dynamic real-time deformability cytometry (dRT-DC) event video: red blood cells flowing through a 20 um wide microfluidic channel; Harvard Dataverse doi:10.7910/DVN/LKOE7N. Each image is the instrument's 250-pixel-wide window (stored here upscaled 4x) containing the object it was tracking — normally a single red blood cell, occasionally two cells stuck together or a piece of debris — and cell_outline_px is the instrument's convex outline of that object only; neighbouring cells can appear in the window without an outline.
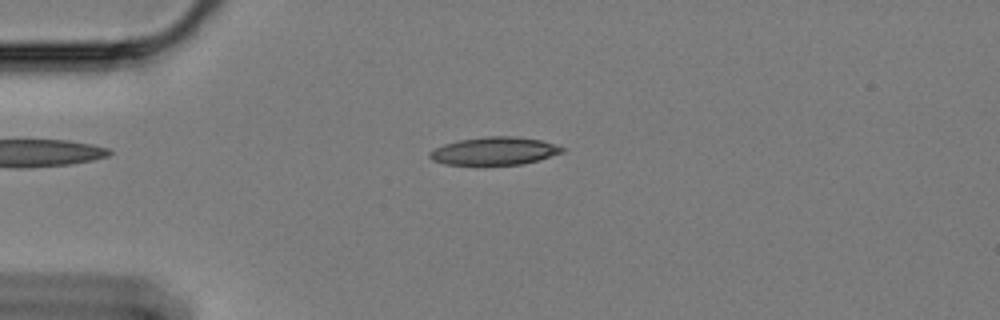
{"species": "Egyptian fruit bat (a non-hibernating species)", "species_latin": "Rousettus aegyptiacus", "temperature_condition": "cold", "stored_images_in_passage": 55, "camera_frame_rate_fps": 3000, "um_per_image_px": 0.085, "animal": {"sex": "female"}, "frame": {"image": 1, "passage_image": 10, "time_ms": 3.0, "image_size_px": [1000, 320], "cell_outline_px": [[564, 152], [536, 160], [520, 164], [444, 164], [432, 160], [428, 156], [428, 152], [444, 144], [460, 140], [484, 136], [512, 136], [540, 140], [556, 144], [564, 148]], "centroid_in_image_um": [42.0, 12.82], "position_along_channel_um": 43.0, "area_um2": 21.21}}
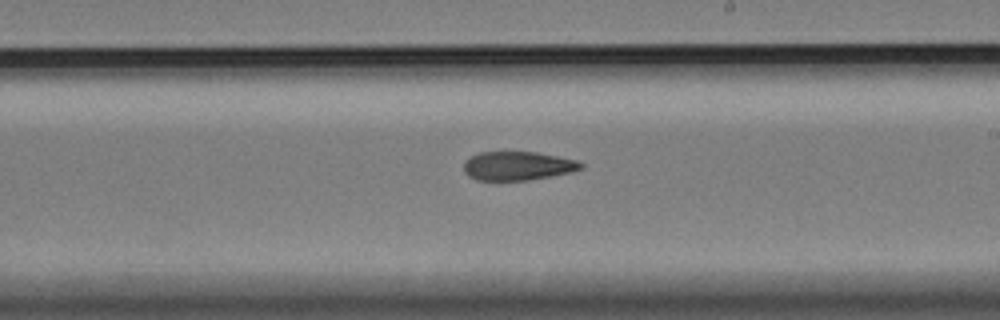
{"frame": {"image": 2, "passage_image": 30, "time_ms": 9.667, "image_size_px": [1000, 320], "cell_outline_px": [[584, 168], [572, 172], [528, 180], [476, 180], [468, 176], [464, 172], [464, 160], [480, 152], [536, 152], [580, 160], [584, 164]], "centroid_in_image_um": [44.04, 14.1], "position_along_channel_um": 245.0, "area_um2": 19.83}}
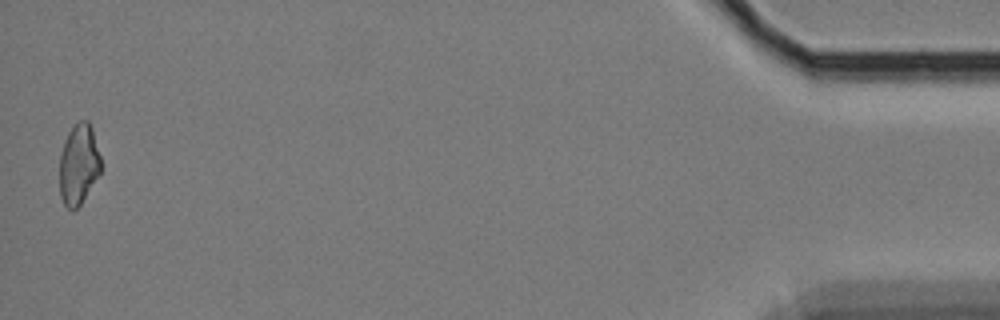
{"frame": {"image": 3, "passage_image": 54, "time_ms": 17.667, "image_size_px": [1000, 320], "cell_outline_px": [[100, 172], [80, 204], [76, 208], [68, 208], [64, 204], [60, 196], [60, 156], [64, 140], [68, 132], [80, 120], [88, 120], [92, 128], [100, 156]], "centroid_in_image_um": [6.67, 13.94], "position_along_channel_um": 428.5, "area_um2": 19.02}}